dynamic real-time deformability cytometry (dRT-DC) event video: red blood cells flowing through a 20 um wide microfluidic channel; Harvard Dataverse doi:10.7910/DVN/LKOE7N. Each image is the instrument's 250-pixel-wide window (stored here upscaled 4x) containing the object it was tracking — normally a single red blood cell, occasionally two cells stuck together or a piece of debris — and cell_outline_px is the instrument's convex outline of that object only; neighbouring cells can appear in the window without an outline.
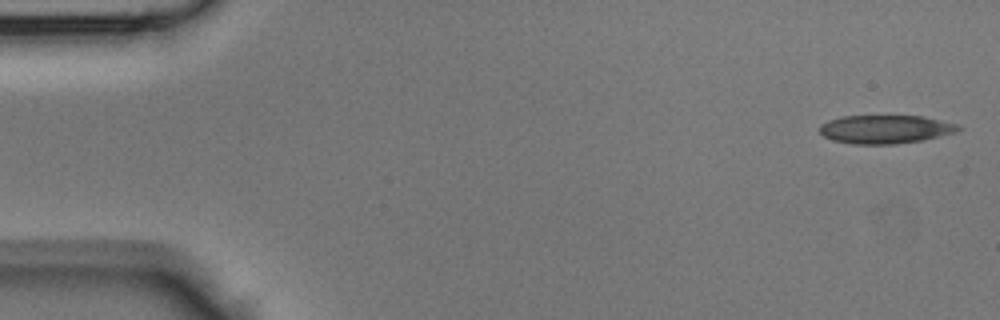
{"species": "Egyptian fruit bat (a non-hibernating species)", "species_latin": "Rousettus aegyptiacus", "temperature_condition": "room temperature", "stored_images_in_passage": 44, "camera_frame_rate_fps": 3000, "um_per_image_px": 0.085, "animal": {"sex": "male"}, "frame": {"image": 1, "passage_image": 1, "time_ms": 0.0, "image_size_px": [1000, 320], "cell_outline_px": [[964, 128], [956, 132], [920, 140], [896, 144], [856, 144], [832, 140], [824, 136], [820, 132], [820, 124], [828, 120], [840, 116], [924, 116], [960, 124]], "centroid_in_image_um": [75.28, 10.97], "position_along_channel_um": 9.7, "area_um2": 23.06}}
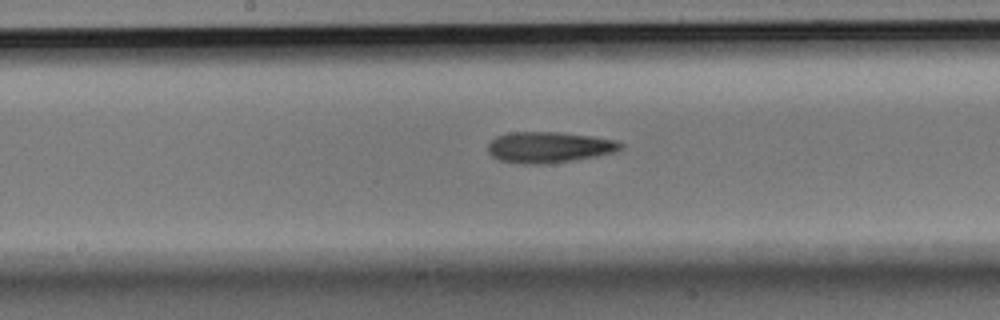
{"frame": {"image": 2, "passage_image": 22, "time_ms": 7.0, "image_size_px": [1000, 320], "cell_outline_px": [[624, 148], [612, 152], [596, 156], [572, 160], [544, 164], [524, 164], [500, 160], [492, 156], [488, 152], [488, 144], [496, 136], [512, 132], [560, 132], [592, 136], [616, 140], [624, 144]], "centroid_in_image_um": [46.67, 12.51], "position_along_channel_um": 201.5, "area_um2": 23.87}}
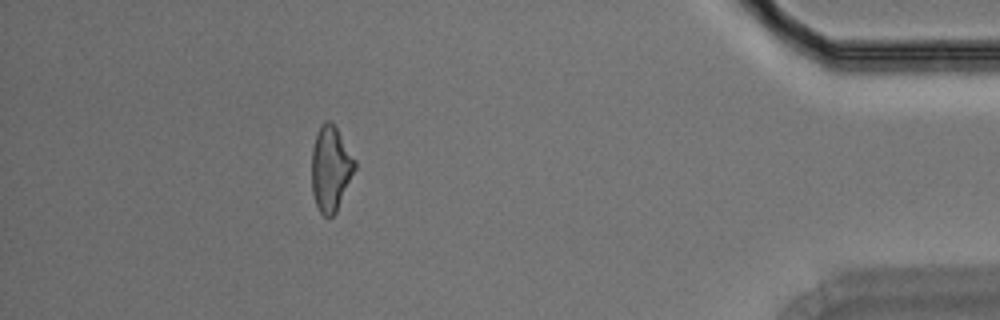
{"frame": {"image": 3, "passage_image": 39, "time_ms": 12.667, "image_size_px": [1000, 320], "cell_outline_px": [[356, 168], [336, 212], [332, 216], [324, 216], [320, 212], [316, 204], [312, 192], [312, 148], [316, 132], [320, 124], [324, 120], [332, 120], [356, 160]], "centroid_in_image_um": [28.1, 14.28], "position_along_channel_um": 407.1, "area_um2": 21.56}}